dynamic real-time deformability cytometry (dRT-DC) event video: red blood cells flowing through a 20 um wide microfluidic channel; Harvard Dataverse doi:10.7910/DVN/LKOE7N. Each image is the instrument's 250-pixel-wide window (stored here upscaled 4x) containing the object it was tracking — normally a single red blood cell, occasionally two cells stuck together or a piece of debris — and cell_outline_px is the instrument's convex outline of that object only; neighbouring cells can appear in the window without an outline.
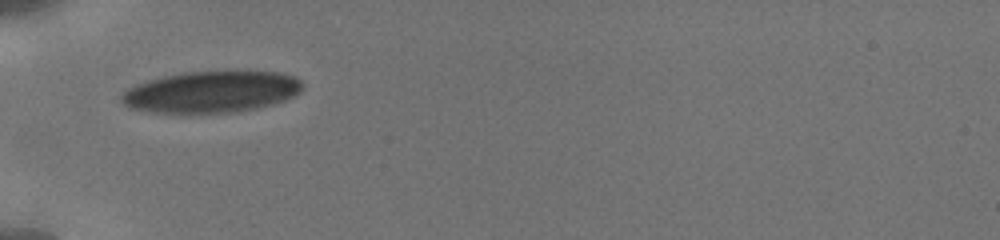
{"species": "human", "species_latin": "Homo sapiens", "temperature_condition": "cold", "stored_images_in_passage": 41, "camera_frame_rate_fps": 3000, "um_per_image_px": 0.085, "donor": {"sex": "male"}, "frame": {"image": 1, "passage_image": 1, "time_ms": 0.0, "image_size_px": [1000, 240], "cell_outline_px": [[304, 88], [296, 96], [272, 104], [256, 108], [236, 112], [152, 112], [128, 108], [120, 100], [120, 96], [128, 88], [136, 84], [148, 80], [164, 76], [184, 72], [280, 72], [296, 76], [304, 84]], "centroid_in_image_um": [17.99, 7.81], "position_along_channel_um": 67.0, "area_um2": 43.64}}
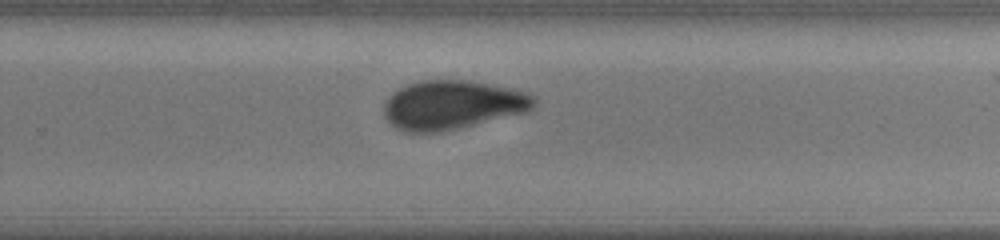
{"frame": {"image": 2, "passage_image": 26, "time_ms": 6.0, "image_size_px": [1000, 240], "cell_outline_px": [[536, 104], [528, 112], [456, 128], [436, 132], [404, 132], [396, 128], [384, 116], [384, 104], [388, 96], [392, 92], [408, 84], [420, 80], [472, 80], [512, 88], [528, 92], [536, 96]], "centroid_in_image_um": [38.48, 8.89], "position_along_channel_um": 291.3, "area_um2": 43.0}}
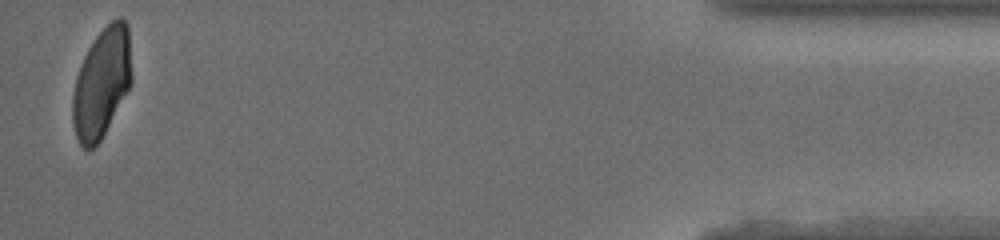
{"frame": {"image": 3, "passage_image": 41, "time_ms": 11.333, "image_size_px": [1000, 240], "cell_outline_px": [[132, 84], [100, 140], [92, 148], [84, 148], [80, 144], [76, 136], [72, 124], [72, 96], [76, 76], [84, 56], [88, 48], [96, 36], [116, 16], [120, 16], [128, 24], [132, 76]], "centroid_in_image_um": [8.65, 7.02], "position_along_channel_um": 426.6, "area_um2": 37.74}, "authors_computed_cell_mechanics": {"area_um2": 44.8528, "velocity_mm_per_s": 3.8459, "shape_relaxation_time_tau1_ms": 4.0199, "shape_relaxation_time_tau2_ms": 0.7878, "deformation_change_tau1": 0.1249, "deformation_change_tau2": 0.0579}}